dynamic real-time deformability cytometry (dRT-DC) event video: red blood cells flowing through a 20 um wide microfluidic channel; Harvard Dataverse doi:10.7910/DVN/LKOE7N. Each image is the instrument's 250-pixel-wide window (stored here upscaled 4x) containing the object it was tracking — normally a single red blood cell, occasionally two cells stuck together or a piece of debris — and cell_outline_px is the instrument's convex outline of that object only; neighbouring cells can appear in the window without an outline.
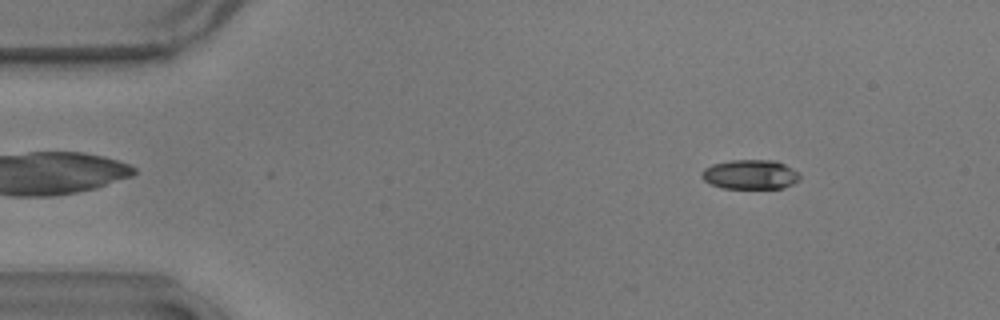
{"species": "common noctule bat (a hibernating species)", "species_latin": "Nyctalus noctula", "temperature_condition": "warm", "stored_images_in_passage": 7, "camera_frame_rate_fps": 3000, "um_per_image_px": 0.085, "animal": {"sex": "male", "body_mass_g": 17.9}, "frame": {"image": 1, "passage_image": 7, "time_ms": 2.0, "image_size_px": [1000, 320], "cell_outline_px": [[800, 180], [784, 188], [720, 188], [704, 180], [700, 176], [700, 172], [704, 168], [712, 164], [732, 160], [776, 160], [800, 172]], "centroid_in_image_um": [63.78, 14.83], "position_along_channel_um": 21.2, "area_um2": 17.05}}